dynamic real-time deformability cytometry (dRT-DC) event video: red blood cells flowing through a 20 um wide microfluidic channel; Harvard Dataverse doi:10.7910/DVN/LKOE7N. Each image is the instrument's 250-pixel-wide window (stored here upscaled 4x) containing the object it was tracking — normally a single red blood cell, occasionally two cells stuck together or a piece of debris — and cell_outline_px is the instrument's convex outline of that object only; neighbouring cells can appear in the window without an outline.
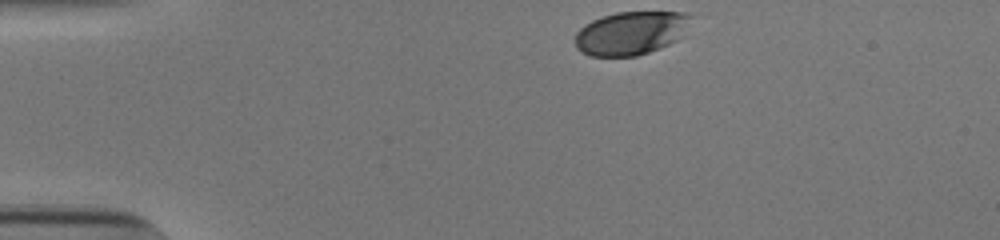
{"species": "human", "species_latin": "Homo sapiens", "temperature_condition": "cold", "stored_images_in_passage": 34, "camera_frame_rate_fps": 3000, "um_per_image_px": 0.085, "donor": {"sex": "male"}, "frame": {"image": 1, "passage_image": 1, "time_ms": 0.0, "image_size_px": [1000, 240], "cell_outline_px": [[692, 16], [684, 36], [668, 44], [648, 52], [636, 56], [588, 56], [580, 52], [576, 48], [576, 32], [584, 24], [600, 16], [616, 12], [684, 12]], "centroid_in_image_um": [53.61, 2.8], "position_along_channel_um": 31.4, "area_um2": 29.48}}
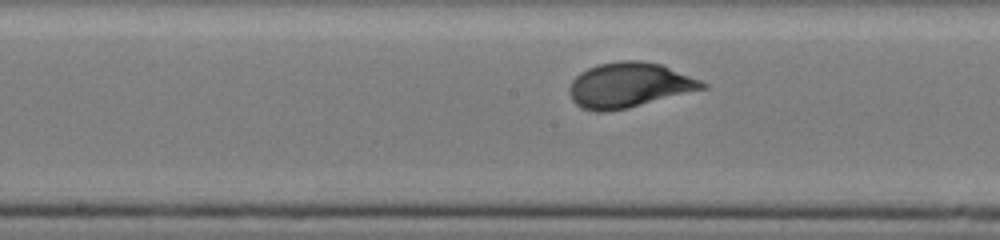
{"frame": {"image": 2, "passage_image": 19, "time_ms": 6.0, "image_size_px": [1000, 240], "cell_outline_px": [[708, 88], [628, 108], [604, 112], [596, 112], [584, 108], [576, 104], [572, 100], [568, 92], [568, 88], [572, 80], [580, 72], [588, 68], [600, 64], [620, 60], [640, 60], [660, 64], [700, 80], [708, 84]], "centroid_in_image_um": [53.46, 7.24], "position_along_channel_um": 194.7, "area_um2": 34.85}}
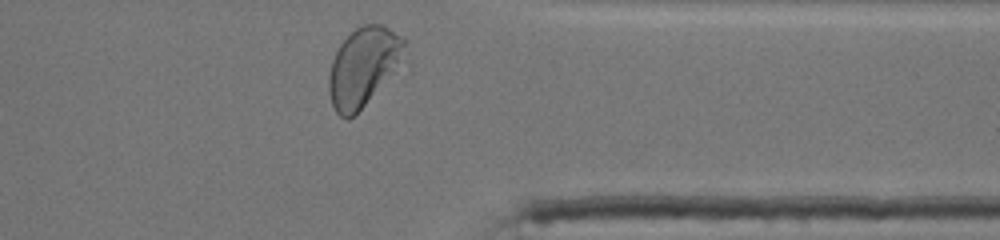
{"frame": {"image": 3, "passage_image": 34, "time_ms": 11.0, "image_size_px": [1000, 240], "cell_outline_px": [[404, 44], [400, 60], [364, 104], [348, 120], [340, 116], [336, 112], [332, 104], [328, 92], [328, 76], [332, 60], [340, 44], [356, 28], [364, 24], [384, 24], [404, 36]], "centroid_in_image_um": [30.81, 5.62], "position_along_channel_um": 380.6, "area_um2": 33.41}, "authors_computed_cell_mechanics": {"area_um2": 33.4662, "velocity_mm_per_s": 3.8142, "shape_relaxation_time_tau1_ms": 2.727, "shape_relaxation_time_tau2_ms": null, "deformation_change_tau1": 0.133, "deformation_change_tau2": null}}